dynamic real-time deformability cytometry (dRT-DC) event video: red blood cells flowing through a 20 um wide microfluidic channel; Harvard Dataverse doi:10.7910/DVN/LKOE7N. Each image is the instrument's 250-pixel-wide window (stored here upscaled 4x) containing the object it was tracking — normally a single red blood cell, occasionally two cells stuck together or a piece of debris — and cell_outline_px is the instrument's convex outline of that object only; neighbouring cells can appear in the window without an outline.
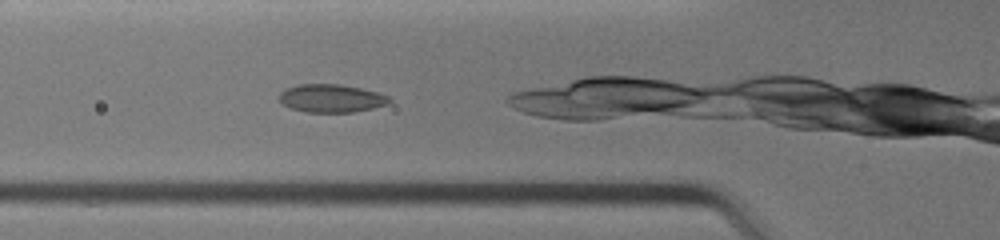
{"species": "common noctule bat (a hibernating species)", "species_latin": "Nyctalus noctula", "temperature_condition": "warm", "stored_images_in_passage": 5, "camera_frame_rate_fps": 3000, "um_per_image_px": 0.085, "animal": {"sex": "female", "body_mass_g": 19.0, "forearm_length_mm": 51.5}, "frame": {"image": 1, "passage_image": 2, "time_ms": 0.333, "image_size_px": [1000, 240], "cell_outline_px": [[392, 100], [388, 104], [372, 108], [352, 112], [308, 112], [292, 108], [280, 104], [276, 96], [284, 88], [296, 84], [340, 84], [360, 88], [376, 92], [388, 96]], "centroid_in_image_um": [28.08, 8.35], "position_along_channel_um": 97.7, "area_um2": 18.21}}